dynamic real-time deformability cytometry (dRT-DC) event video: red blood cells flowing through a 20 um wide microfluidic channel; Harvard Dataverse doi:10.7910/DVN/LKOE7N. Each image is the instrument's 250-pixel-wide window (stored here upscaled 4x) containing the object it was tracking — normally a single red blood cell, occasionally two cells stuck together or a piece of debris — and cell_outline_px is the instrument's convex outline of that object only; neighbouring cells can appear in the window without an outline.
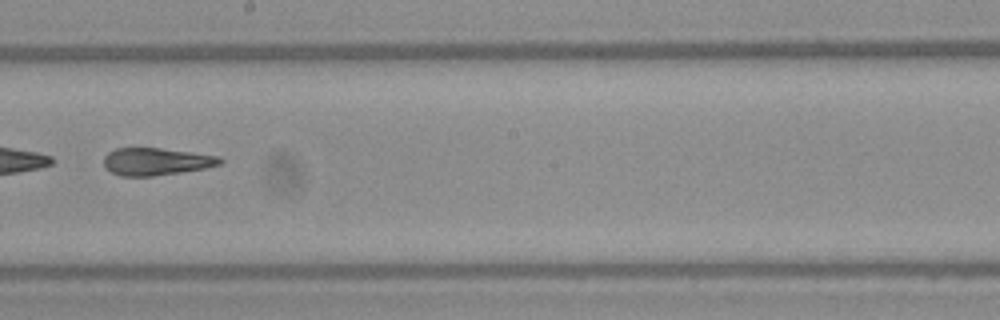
{"species": "Egyptian fruit bat (a non-hibernating species)", "species_latin": "Rousettus aegyptiacus", "temperature_condition": "warm", "stored_images_in_passage": 22, "camera_frame_rate_fps": 3000, "um_per_image_px": 0.085, "frame": {"image": 1, "passage_image": 13, "time_ms": 4.0, "image_size_px": [1000, 320], "cell_outline_px": [[224, 160], [220, 164], [204, 168], [180, 172], [152, 176], [120, 176], [104, 168], [104, 156], [108, 152], [116, 148], [160, 148], [192, 152], [220, 156]], "centroid_in_image_um": [13.26, 13.72], "position_along_channel_um": 234.9, "area_um2": 18.55}}
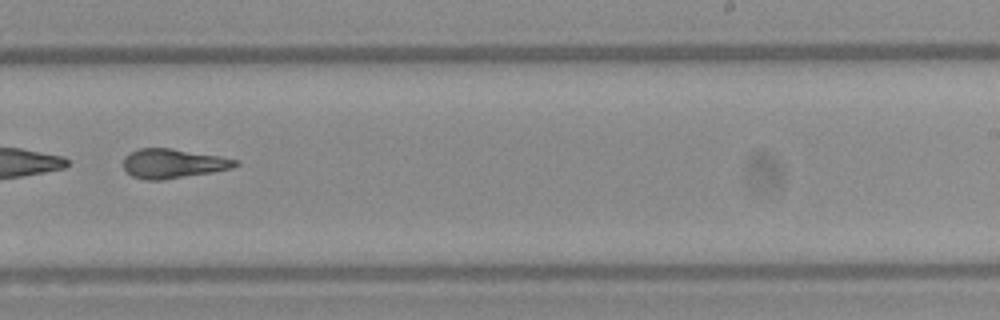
{"frame": {"image": 2, "passage_image": 16, "time_ms": 5.0, "image_size_px": [1000, 320], "cell_outline_px": [[240, 164], [232, 168], [212, 172], [164, 180], [144, 180], [132, 176], [124, 168], [124, 156], [136, 148], [172, 148], [220, 156], [240, 160]], "centroid_in_image_um": [14.72, 13.89], "position_along_channel_um": 274.3, "area_um2": 19.36}}
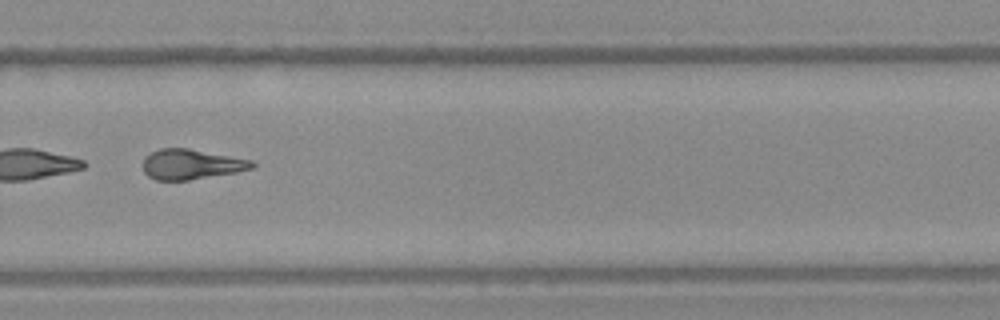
{"frame": {"image": 3, "passage_image": 19, "time_ms": 6.0, "image_size_px": [1000, 320], "cell_outline_px": [[256, 164], [252, 168], [236, 172], [188, 180], [156, 180], [148, 176], [144, 172], [144, 156], [160, 148], [188, 148], [252, 160]], "centroid_in_image_um": [16.24, 13.96], "position_along_channel_um": 313.6, "area_um2": 19.02}}